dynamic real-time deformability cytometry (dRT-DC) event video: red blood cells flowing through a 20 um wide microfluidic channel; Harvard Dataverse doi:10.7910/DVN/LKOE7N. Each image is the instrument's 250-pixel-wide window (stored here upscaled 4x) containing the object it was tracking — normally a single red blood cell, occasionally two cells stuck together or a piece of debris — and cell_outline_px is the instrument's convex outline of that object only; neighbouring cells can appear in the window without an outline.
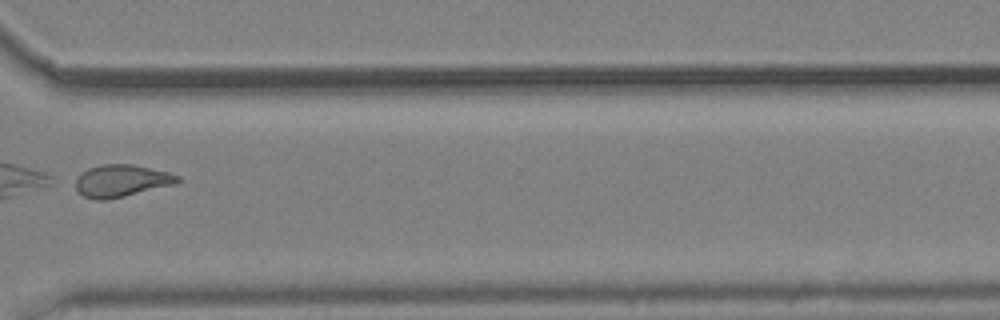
{"species": "common noctule bat (a hibernating species)", "species_latin": "Nyctalus noctula", "temperature_condition": "cold", "stored_images_in_passage": 11, "camera_frame_rate_fps": 3000, "um_per_image_px": 0.085, "animal": {"sex": "male", "body_mass_g": 19.2, "forearm_length_mm": 51.8}, "frame": {"image": 1, "passage_image": 8, "time_ms": 2.333, "image_size_px": [1000, 320], "cell_outline_px": [[180, 180], [176, 184], [108, 200], [96, 200], [84, 196], [68, 184], [68, 180], [80, 172], [88, 168], [100, 164], [132, 164], [168, 172], [180, 176]], "centroid_in_image_um": [10.18, 15.37], "position_along_channel_um": 360.4, "area_um2": 19.88}}